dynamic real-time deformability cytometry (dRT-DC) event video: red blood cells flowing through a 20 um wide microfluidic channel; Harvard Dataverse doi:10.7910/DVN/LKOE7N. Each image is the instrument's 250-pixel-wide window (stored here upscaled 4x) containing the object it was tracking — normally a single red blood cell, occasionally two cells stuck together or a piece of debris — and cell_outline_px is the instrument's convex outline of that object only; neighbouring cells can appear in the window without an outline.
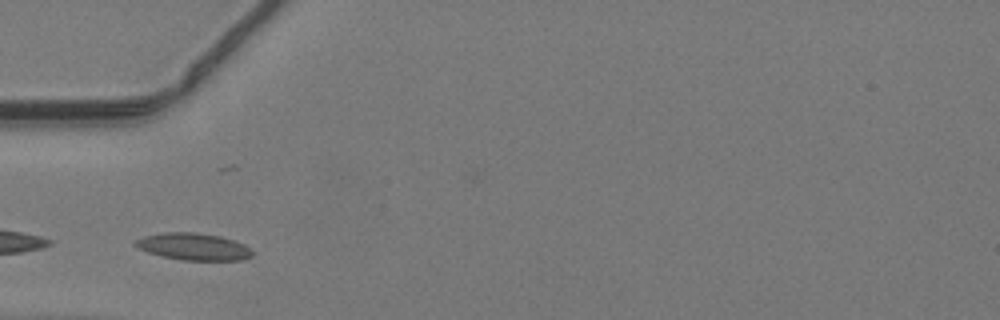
{"species": "common noctule bat (a hibernating species)", "species_latin": "Nyctalus noctula", "temperature_condition": "warm", "stored_images_in_passage": 13, "camera_frame_rate_fps": 3000, "um_per_image_px": 0.085, "animal": {"sex": "male", "body_mass_g": 19.2, "forearm_length_mm": 51.8}, "frame": {"image": 1, "passage_image": 4, "time_ms": 1.0, "image_size_px": [1000, 320], "cell_outline_px": [[252, 256], [244, 260], [180, 260], [148, 252], [136, 248], [132, 244], [136, 240], [144, 236], [164, 232], [196, 232], [220, 236], [244, 244], [252, 252]], "centroid_in_image_um": [16.42, 20.96], "position_along_channel_um": 68.6, "area_um2": 18.38}}
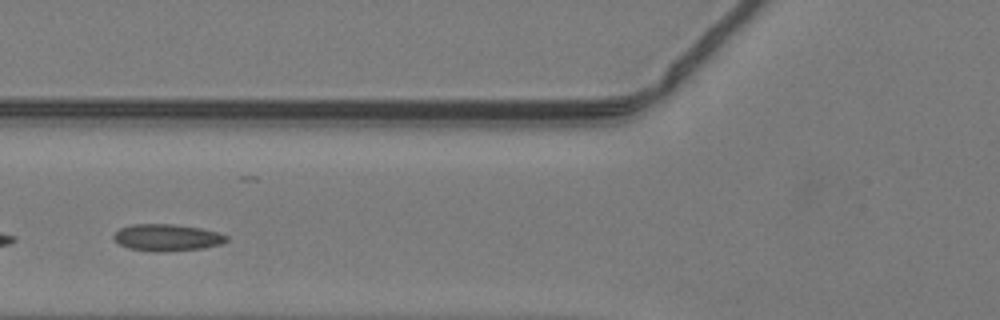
{"frame": {"image": 2, "passage_image": 7, "time_ms": 2.0, "image_size_px": [1000, 320], "cell_outline_px": [[228, 240], [220, 244], [204, 248], [164, 252], [152, 252], [128, 248], [120, 244], [112, 236], [120, 228], [132, 224], [176, 224], [200, 228], [216, 232], [228, 236]], "centroid_in_image_um": [14.19, 20.2], "position_along_channel_um": 111.6, "area_um2": 17.69}}
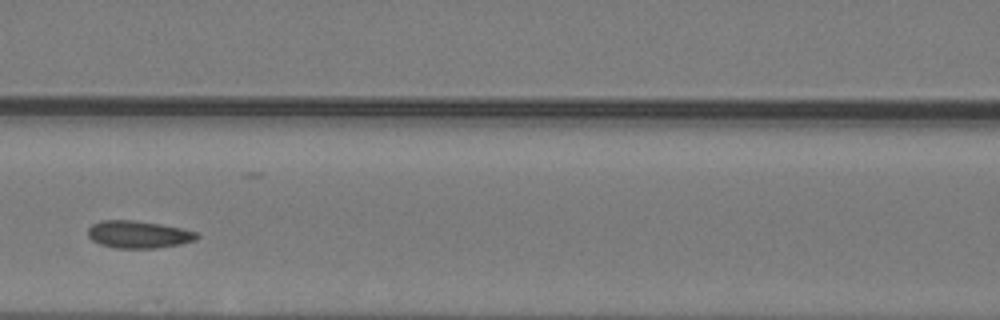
{"frame": {"image": 3, "passage_image": 10, "time_ms": 3.0, "image_size_px": [1000, 320], "cell_outline_px": [[200, 236], [196, 240], [180, 244], [156, 248], [116, 248], [100, 244], [92, 240], [88, 236], [88, 228], [92, 224], [100, 220], [136, 220], [160, 224], [180, 228], [196, 232]], "centroid_in_image_um": [11.75, 19.92], "position_along_channel_um": 154.8, "area_um2": 17.4}}